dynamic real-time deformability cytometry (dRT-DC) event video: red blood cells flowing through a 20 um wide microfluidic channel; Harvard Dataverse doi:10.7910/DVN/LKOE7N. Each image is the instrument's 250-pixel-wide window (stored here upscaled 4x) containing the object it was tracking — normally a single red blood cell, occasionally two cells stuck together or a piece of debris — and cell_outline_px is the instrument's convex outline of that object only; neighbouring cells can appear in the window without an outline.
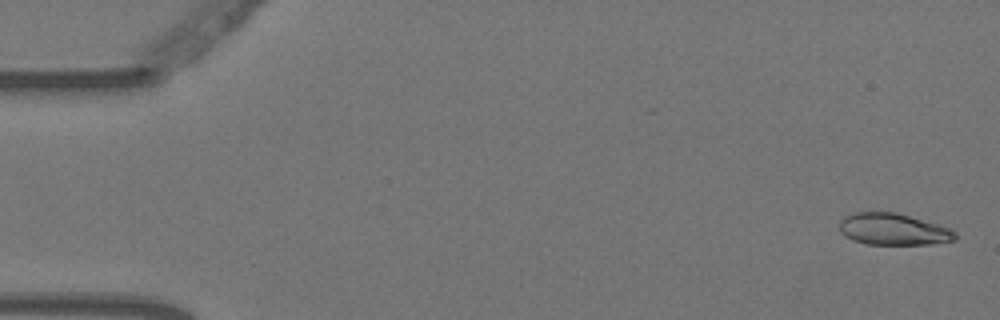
{"species": "Egyptian fruit bat (a non-hibernating species)", "species_latin": "Rousettus aegyptiacus", "temperature_condition": "warm", "stored_images_in_passage": 4, "camera_frame_rate_fps": 3000, "um_per_image_px": 0.085, "animal": {"sex": "female"}, "frame": {"image": 1, "passage_image": 1, "time_ms": 0.0, "image_size_px": [1000, 320], "cell_outline_px": [[956, 240], [928, 244], [868, 244], [852, 240], [844, 236], [840, 232], [840, 220], [844, 216], [856, 212], [896, 212], [936, 224], [948, 228], [956, 232]], "centroid_in_image_um": [75.89, 19.49], "position_along_channel_um": 9.1, "area_um2": 21.21}}